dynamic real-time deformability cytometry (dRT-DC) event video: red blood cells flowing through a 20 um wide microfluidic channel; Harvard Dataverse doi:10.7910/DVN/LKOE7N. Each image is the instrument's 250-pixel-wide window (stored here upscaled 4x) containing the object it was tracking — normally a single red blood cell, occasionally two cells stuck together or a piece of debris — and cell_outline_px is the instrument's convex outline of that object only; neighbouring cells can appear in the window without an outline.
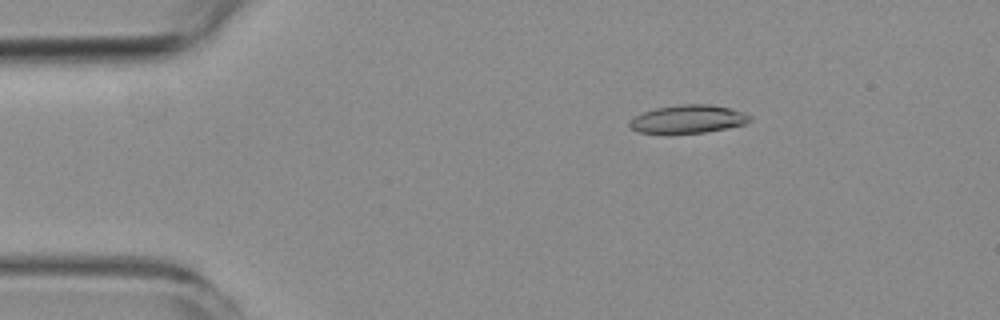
{"species": "common noctule bat (a hibernating species)", "species_latin": "Nyctalus noctula", "temperature_condition": "room temperature", "stored_images_in_passage": 4, "camera_frame_rate_fps": 3000, "um_per_image_px": 0.085, "animal": {"sex": "female", "body_mass_g": 19.3, "forearm_length_mm": 54.1}, "frame": {"image": 1, "passage_image": 2, "time_ms": 1.0, "image_size_px": [1000, 320], "cell_outline_px": [[752, 120], [744, 124], [704, 132], [636, 132], [628, 128], [628, 120], [644, 112], [656, 108], [680, 104], [708, 104], [732, 108], [752, 116]], "centroid_in_image_um": [58.47, 10.1], "position_along_channel_um": 26.5, "area_um2": 19.48}}
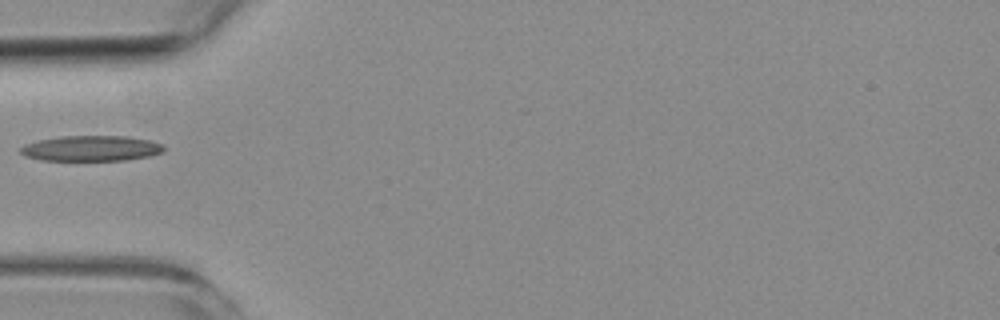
{"frame": {"image": 2, "passage_image": 4, "time_ms": 4.0, "image_size_px": [1000, 320], "cell_outline_px": [[164, 152], [148, 156], [124, 160], [40, 160], [24, 156], [20, 152], [20, 148], [24, 144], [40, 140], [60, 136], [128, 136], [152, 140], [164, 144]], "centroid_in_image_um": [7.77, 12.6], "position_along_channel_um": 77.2, "area_um2": 21.39}}